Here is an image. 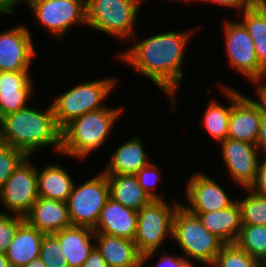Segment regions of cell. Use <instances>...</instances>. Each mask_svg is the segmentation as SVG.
<instances>
[{"instance_id": "9c48e42d", "label": "cell", "mask_w": 266, "mask_h": 267, "mask_svg": "<svg viewBox=\"0 0 266 267\" xmlns=\"http://www.w3.org/2000/svg\"><path fill=\"white\" fill-rule=\"evenodd\" d=\"M28 6L37 23L59 39L73 25H87L86 0H30Z\"/></svg>"}, {"instance_id": "484cf974", "label": "cell", "mask_w": 266, "mask_h": 267, "mask_svg": "<svg viewBox=\"0 0 266 267\" xmlns=\"http://www.w3.org/2000/svg\"><path fill=\"white\" fill-rule=\"evenodd\" d=\"M37 168L38 196L66 202L74 186L70 174L60 164H46Z\"/></svg>"}, {"instance_id": "f546056e", "label": "cell", "mask_w": 266, "mask_h": 267, "mask_svg": "<svg viewBox=\"0 0 266 267\" xmlns=\"http://www.w3.org/2000/svg\"><path fill=\"white\" fill-rule=\"evenodd\" d=\"M210 267H260V262L236 244H225Z\"/></svg>"}, {"instance_id": "4fadbf2b", "label": "cell", "mask_w": 266, "mask_h": 267, "mask_svg": "<svg viewBox=\"0 0 266 267\" xmlns=\"http://www.w3.org/2000/svg\"><path fill=\"white\" fill-rule=\"evenodd\" d=\"M31 34L22 24L0 33V71H29L36 55Z\"/></svg>"}, {"instance_id": "ee69618b", "label": "cell", "mask_w": 266, "mask_h": 267, "mask_svg": "<svg viewBox=\"0 0 266 267\" xmlns=\"http://www.w3.org/2000/svg\"><path fill=\"white\" fill-rule=\"evenodd\" d=\"M260 267H266V256L264 259L260 262Z\"/></svg>"}, {"instance_id": "cb8c5ba5", "label": "cell", "mask_w": 266, "mask_h": 267, "mask_svg": "<svg viewBox=\"0 0 266 267\" xmlns=\"http://www.w3.org/2000/svg\"><path fill=\"white\" fill-rule=\"evenodd\" d=\"M221 93L229 99V106L219 104L218 101H210L206 111L202 116V125L209 136L217 142H222L228 136L229 131V117L233 104L243 95L237 89H232L231 86H222Z\"/></svg>"}, {"instance_id": "7bdbcfd3", "label": "cell", "mask_w": 266, "mask_h": 267, "mask_svg": "<svg viewBox=\"0 0 266 267\" xmlns=\"http://www.w3.org/2000/svg\"><path fill=\"white\" fill-rule=\"evenodd\" d=\"M0 267H13L8 261L6 254L0 252Z\"/></svg>"}, {"instance_id": "2e32d148", "label": "cell", "mask_w": 266, "mask_h": 267, "mask_svg": "<svg viewBox=\"0 0 266 267\" xmlns=\"http://www.w3.org/2000/svg\"><path fill=\"white\" fill-rule=\"evenodd\" d=\"M25 221L44 234L72 226L66 202L39 197L24 216Z\"/></svg>"}, {"instance_id": "9a60e30c", "label": "cell", "mask_w": 266, "mask_h": 267, "mask_svg": "<svg viewBox=\"0 0 266 267\" xmlns=\"http://www.w3.org/2000/svg\"><path fill=\"white\" fill-rule=\"evenodd\" d=\"M29 71H0V119L29 105L32 83Z\"/></svg>"}, {"instance_id": "ab89813d", "label": "cell", "mask_w": 266, "mask_h": 267, "mask_svg": "<svg viewBox=\"0 0 266 267\" xmlns=\"http://www.w3.org/2000/svg\"><path fill=\"white\" fill-rule=\"evenodd\" d=\"M258 151L262 152V155L266 157V116H261V123L259 127L258 140L256 142Z\"/></svg>"}, {"instance_id": "e575fe53", "label": "cell", "mask_w": 266, "mask_h": 267, "mask_svg": "<svg viewBox=\"0 0 266 267\" xmlns=\"http://www.w3.org/2000/svg\"><path fill=\"white\" fill-rule=\"evenodd\" d=\"M263 158L258 162L256 178L249 189L259 196L266 197V157Z\"/></svg>"}, {"instance_id": "7402d4cb", "label": "cell", "mask_w": 266, "mask_h": 267, "mask_svg": "<svg viewBox=\"0 0 266 267\" xmlns=\"http://www.w3.org/2000/svg\"><path fill=\"white\" fill-rule=\"evenodd\" d=\"M44 233L24 221L17 229L5 252L13 267H24L31 260L40 256V247Z\"/></svg>"}, {"instance_id": "d590c367", "label": "cell", "mask_w": 266, "mask_h": 267, "mask_svg": "<svg viewBox=\"0 0 266 267\" xmlns=\"http://www.w3.org/2000/svg\"><path fill=\"white\" fill-rule=\"evenodd\" d=\"M202 3L203 2H208L209 4L213 3L214 5L216 4V6H222V7H226V8H232L237 9L241 11L251 8L253 6H256L259 2H261L262 0H201Z\"/></svg>"}, {"instance_id": "7a4b0ae2", "label": "cell", "mask_w": 266, "mask_h": 267, "mask_svg": "<svg viewBox=\"0 0 266 267\" xmlns=\"http://www.w3.org/2000/svg\"><path fill=\"white\" fill-rule=\"evenodd\" d=\"M0 142L19 149L27 156L45 146L61 151V129L57 126L52 105L41 111L26 107L0 119Z\"/></svg>"}, {"instance_id": "f35d334b", "label": "cell", "mask_w": 266, "mask_h": 267, "mask_svg": "<svg viewBox=\"0 0 266 267\" xmlns=\"http://www.w3.org/2000/svg\"><path fill=\"white\" fill-rule=\"evenodd\" d=\"M81 267H108L105 259L96 247L91 251L89 257L85 260Z\"/></svg>"}, {"instance_id": "e0dca14e", "label": "cell", "mask_w": 266, "mask_h": 267, "mask_svg": "<svg viewBox=\"0 0 266 267\" xmlns=\"http://www.w3.org/2000/svg\"><path fill=\"white\" fill-rule=\"evenodd\" d=\"M137 214L138 211L125 207L109 197L93 230L95 233L134 240Z\"/></svg>"}, {"instance_id": "f1b7e54d", "label": "cell", "mask_w": 266, "mask_h": 267, "mask_svg": "<svg viewBox=\"0 0 266 267\" xmlns=\"http://www.w3.org/2000/svg\"><path fill=\"white\" fill-rule=\"evenodd\" d=\"M244 199H237L241 207L242 225L266 226V197L259 196L249 188Z\"/></svg>"}, {"instance_id": "603a6c76", "label": "cell", "mask_w": 266, "mask_h": 267, "mask_svg": "<svg viewBox=\"0 0 266 267\" xmlns=\"http://www.w3.org/2000/svg\"><path fill=\"white\" fill-rule=\"evenodd\" d=\"M142 141L138 137L124 142L114 151L107 163L105 174L135 175L141 168L150 163ZM149 160V161H148Z\"/></svg>"}, {"instance_id": "277c9868", "label": "cell", "mask_w": 266, "mask_h": 267, "mask_svg": "<svg viewBox=\"0 0 266 267\" xmlns=\"http://www.w3.org/2000/svg\"><path fill=\"white\" fill-rule=\"evenodd\" d=\"M172 239L182 249L183 256L189 263L190 259L210 266L225 243L209 232L197 215L189 212L181 204L173 216Z\"/></svg>"}, {"instance_id": "1f68e13d", "label": "cell", "mask_w": 266, "mask_h": 267, "mask_svg": "<svg viewBox=\"0 0 266 267\" xmlns=\"http://www.w3.org/2000/svg\"><path fill=\"white\" fill-rule=\"evenodd\" d=\"M39 257L47 267H69L61 253L58 239L53 234L44 235Z\"/></svg>"}, {"instance_id": "44dd1931", "label": "cell", "mask_w": 266, "mask_h": 267, "mask_svg": "<svg viewBox=\"0 0 266 267\" xmlns=\"http://www.w3.org/2000/svg\"><path fill=\"white\" fill-rule=\"evenodd\" d=\"M95 247L108 267H141L142 255L134 240L95 233Z\"/></svg>"}, {"instance_id": "836d02e7", "label": "cell", "mask_w": 266, "mask_h": 267, "mask_svg": "<svg viewBox=\"0 0 266 267\" xmlns=\"http://www.w3.org/2000/svg\"><path fill=\"white\" fill-rule=\"evenodd\" d=\"M160 173V170L155 164L149 163L135 174L139 185L151 197L152 200H164L160 194L158 195L154 192L156 189V184L158 183L161 175Z\"/></svg>"}, {"instance_id": "83f0119b", "label": "cell", "mask_w": 266, "mask_h": 267, "mask_svg": "<svg viewBox=\"0 0 266 267\" xmlns=\"http://www.w3.org/2000/svg\"><path fill=\"white\" fill-rule=\"evenodd\" d=\"M235 244L261 262L266 256V226L242 225Z\"/></svg>"}, {"instance_id": "3957f363", "label": "cell", "mask_w": 266, "mask_h": 267, "mask_svg": "<svg viewBox=\"0 0 266 267\" xmlns=\"http://www.w3.org/2000/svg\"><path fill=\"white\" fill-rule=\"evenodd\" d=\"M123 109L105 106L73 119L61 130L60 153L80 160L96 152L104 145Z\"/></svg>"}, {"instance_id": "30bf717a", "label": "cell", "mask_w": 266, "mask_h": 267, "mask_svg": "<svg viewBox=\"0 0 266 267\" xmlns=\"http://www.w3.org/2000/svg\"><path fill=\"white\" fill-rule=\"evenodd\" d=\"M224 40L229 65L249 81L266 77V69L259 63L254 43L241 21L225 20Z\"/></svg>"}, {"instance_id": "5b68a950", "label": "cell", "mask_w": 266, "mask_h": 267, "mask_svg": "<svg viewBox=\"0 0 266 267\" xmlns=\"http://www.w3.org/2000/svg\"><path fill=\"white\" fill-rule=\"evenodd\" d=\"M139 9L137 0H86L87 26L120 40L134 41Z\"/></svg>"}, {"instance_id": "f6af8a7d", "label": "cell", "mask_w": 266, "mask_h": 267, "mask_svg": "<svg viewBox=\"0 0 266 267\" xmlns=\"http://www.w3.org/2000/svg\"><path fill=\"white\" fill-rule=\"evenodd\" d=\"M189 1L191 2V0H186V2H189ZM192 1H195V2H196V1H197V2H201V0H192Z\"/></svg>"}, {"instance_id": "4316f807", "label": "cell", "mask_w": 266, "mask_h": 267, "mask_svg": "<svg viewBox=\"0 0 266 267\" xmlns=\"http://www.w3.org/2000/svg\"><path fill=\"white\" fill-rule=\"evenodd\" d=\"M240 20L253 40L256 57L266 69V1L243 10Z\"/></svg>"}, {"instance_id": "ffe728a7", "label": "cell", "mask_w": 266, "mask_h": 267, "mask_svg": "<svg viewBox=\"0 0 266 267\" xmlns=\"http://www.w3.org/2000/svg\"><path fill=\"white\" fill-rule=\"evenodd\" d=\"M236 201L227 208L211 212H191L202 225L225 244H235L242 228L241 207Z\"/></svg>"}, {"instance_id": "6da1fadb", "label": "cell", "mask_w": 266, "mask_h": 267, "mask_svg": "<svg viewBox=\"0 0 266 267\" xmlns=\"http://www.w3.org/2000/svg\"><path fill=\"white\" fill-rule=\"evenodd\" d=\"M193 31H169L133 44L117 57L137 72L149 78L176 107V91L184 77V52Z\"/></svg>"}, {"instance_id": "ba28073f", "label": "cell", "mask_w": 266, "mask_h": 267, "mask_svg": "<svg viewBox=\"0 0 266 267\" xmlns=\"http://www.w3.org/2000/svg\"><path fill=\"white\" fill-rule=\"evenodd\" d=\"M109 197L108 179L103 171L82 185L74 184L66 201L72 225L94 229Z\"/></svg>"}, {"instance_id": "d4e9b609", "label": "cell", "mask_w": 266, "mask_h": 267, "mask_svg": "<svg viewBox=\"0 0 266 267\" xmlns=\"http://www.w3.org/2000/svg\"><path fill=\"white\" fill-rule=\"evenodd\" d=\"M110 198L125 207L139 211L152 199L139 185L136 175L106 174Z\"/></svg>"}, {"instance_id": "4dcf8cb0", "label": "cell", "mask_w": 266, "mask_h": 267, "mask_svg": "<svg viewBox=\"0 0 266 267\" xmlns=\"http://www.w3.org/2000/svg\"><path fill=\"white\" fill-rule=\"evenodd\" d=\"M26 157L27 155L21 150L0 142V191Z\"/></svg>"}, {"instance_id": "d6a6232c", "label": "cell", "mask_w": 266, "mask_h": 267, "mask_svg": "<svg viewBox=\"0 0 266 267\" xmlns=\"http://www.w3.org/2000/svg\"><path fill=\"white\" fill-rule=\"evenodd\" d=\"M9 214L11 216H9ZM25 218L12 213L0 212V252L5 253L18 227Z\"/></svg>"}, {"instance_id": "8d00e7d4", "label": "cell", "mask_w": 266, "mask_h": 267, "mask_svg": "<svg viewBox=\"0 0 266 267\" xmlns=\"http://www.w3.org/2000/svg\"><path fill=\"white\" fill-rule=\"evenodd\" d=\"M163 256L160 257L159 263L155 265L156 267H195V262L189 263L184 257L182 256H171L168 253L162 254Z\"/></svg>"}, {"instance_id": "ac0fdd59", "label": "cell", "mask_w": 266, "mask_h": 267, "mask_svg": "<svg viewBox=\"0 0 266 267\" xmlns=\"http://www.w3.org/2000/svg\"><path fill=\"white\" fill-rule=\"evenodd\" d=\"M261 116L251 98L242 95L231 108L227 138L256 144Z\"/></svg>"}, {"instance_id": "60d3db41", "label": "cell", "mask_w": 266, "mask_h": 267, "mask_svg": "<svg viewBox=\"0 0 266 267\" xmlns=\"http://www.w3.org/2000/svg\"><path fill=\"white\" fill-rule=\"evenodd\" d=\"M23 1L25 3V5H29V2L30 0H0V15H4L6 14L9 15V14H15L13 12V9L16 7V5L18 6V4H20V2H22L23 4ZM27 2V4H26Z\"/></svg>"}, {"instance_id": "b9f144b4", "label": "cell", "mask_w": 266, "mask_h": 267, "mask_svg": "<svg viewBox=\"0 0 266 267\" xmlns=\"http://www.w3.org/2000/svg\"><path fill=\"white\" fill-rule=\"evenodd\" d=\"M24 267H47L40 257H37L33 260H31L28 264H26Z\"/></svg>"}, {"instance_id": "7c38bea8", "label": "cell", "mask_w": 266, "mask_h": 267, "mask_svg": "<svg viewBox=\"0 0 266 267\" xmlns=\"http://www.w3.org/2000/svg\"><path fill=\"white\" fill-rule=\"evenodd\" d=\"M221 144L222 159L233 183L249 188L255 181L259 153L256 144L226 138Z\"/></svg>"}, {"instance_id": "d6986e66", "label": "cell", "mask_w": 266, "mask_h": 267, "mask_svg": "<svg viewBox=\"0 0 266 267\" xmlns=\"http://www.w3.org/2000/svg\"><path fill=\"white\" fill-rule=\"evenodd\" d=\"M53 235L58 239L69 267H81L95 247V232L89 227L72 225Z\"/></svg>"}, {"instance_id": "8fae6325", "label": "cell", "mask_w": 266, "mask_h": 267, "mask_svg": "<svg viewBox=\"0 0 266 267\" xmlns=\"http://www.w3.org/2000/svg\"><path fill=\"white\" fill-rule=\"evenodd\" d=\"M27 156L5 182L0 191V202L7 212L24 217L38 196L37 167Z\"/></svg>"}, {"instance_id": "52a82bcc", "label": "cell", "mask_w": 266, "mask_h": 267, "mask_svg": "<svg viewBox=\"0 0 266 267\" xmlns=\"http://www.w3.org/2000/svg\"><path fill=\"white\" fill-rule=\"evenodd\" d=\"M116 81L114 77L88 81L59 94L51 104L57 126L62 130L73 119L105 107L101 103L113 91Z\"/></svg>"}, {"instance_id": "74e56055", "label": "cell", "mask_w": 266, "mask_h": 267, "mask_svg": "<svg viewBox=\"0 0 266 267\" xmlns=\"http://www.w3.org/2000/svg\"><path fill=\"white\" fill-rule=\"evenodd\" d=\"M263 80H265L264 77L250 81L251 84L254 82L253 86L255 85L256 95L259 98L258 100L256 99H251V100L259 108L261 115L266 116V83L261 84V81L263 82Z\"/></svg>"}, {"instance_id": "8992f818", "label": "cell", "mask_w": 266, "mask_h": 267, "mask_svg": "<svg viewBox=\"0 0 266 267\" xmlns=\"http://www.w3.org/2000/svg\"><path fill=\"white\" fill-rule=\"evenodd\" d=\"M169 205L165 200H152L137 214V229L134 242L141 257V267L156 255L164 239L172 236L173 216L181 204L178 201Z\"/></svg>"}, {"instance_id": "5bb4252c", "label": "cell", "mask_w": 266, "mask_h": 267, "mask_svg": "<svg viewBox=\"0 0 266 267\" xmlns=\"http://www.w3.org/2000/svg\"><path fill=\"white\" fill-rule=\"evenodd\" d=\"M185 187L188 203H181L189 212H211L232 205L236 200L230 199L225 189L203 172L193 173Z\"/></svg>"}]
</instances>
